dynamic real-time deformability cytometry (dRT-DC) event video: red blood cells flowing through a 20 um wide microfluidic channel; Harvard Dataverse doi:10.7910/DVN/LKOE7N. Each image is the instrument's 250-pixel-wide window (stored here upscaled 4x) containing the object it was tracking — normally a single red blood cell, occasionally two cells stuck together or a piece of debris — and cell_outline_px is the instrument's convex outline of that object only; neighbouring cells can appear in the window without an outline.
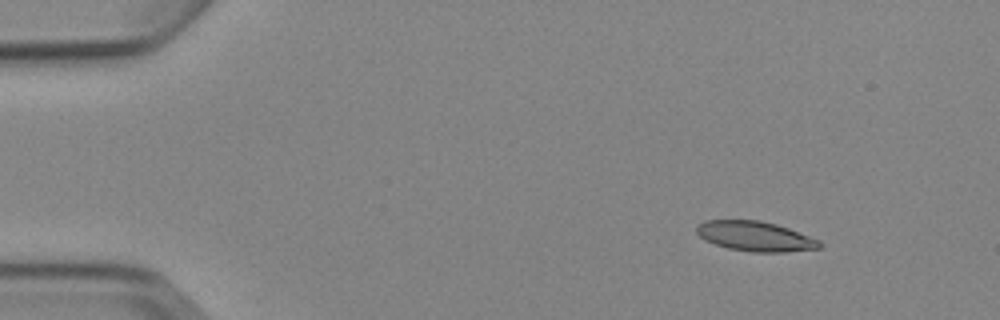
{"species": "Egyptian fruit bat (a non-hibernating species)", "species_latin": "Rousettus aegyptiacus", "temperature_condition": "cold", "stored_images_in_passage": 5, "camera_frame_rate_fps": 3000, "um_per_image_px": 0.085, "animal": {"sex": "female"}, "frame": {"image": 1, "passage_image": 2, "time_ms": 1.333, "image_size_px": [1000, 320], "cell_outline_px": [[824, 244], [820, 248], [784, 252], [752, 252], [728, 248], [704, 240], [696, 232], [696, 228], [704, 220], [760, 220], [776, 224], [788, 228], [820, 240]], "centroid_in_image_um": [64.21, 20.08], "position_along_channel_um": 20.8, "area_um2": 21.39}}